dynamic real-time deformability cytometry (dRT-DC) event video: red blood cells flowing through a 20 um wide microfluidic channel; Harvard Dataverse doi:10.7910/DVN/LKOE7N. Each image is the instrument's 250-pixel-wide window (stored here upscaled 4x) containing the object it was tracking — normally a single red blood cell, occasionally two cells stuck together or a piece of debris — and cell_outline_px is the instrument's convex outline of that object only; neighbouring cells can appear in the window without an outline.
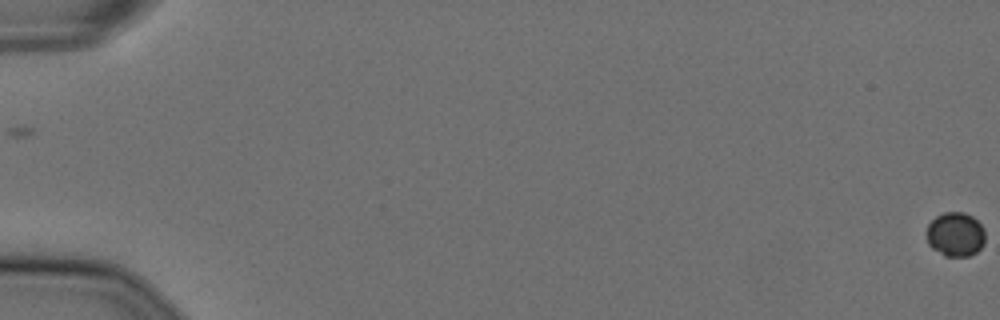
{"species": "Egyptian fruit bat (a non-hibernating species)", "species_latin": "Rousettus aegyptiacus", "temperature_condition": "cold", "stored_images_in_passage": 59, "camera_frame_rate_fps": 3000, "um_per_image_px": 0.085, "animal": {"sex": "female"}, "frame": {"image": 1, "passage_image": 1, "time_ms": 0.0, "image_size_px": [1000, 320], "cell_outline_px": [[984, 244], [976, 252], [968, 256], [944, 256], [932, 248], [928, 244], [928, 224], [936, 216], [944, 212], [964, 212], [972, 216], [984, 228]], "centroid_in_image_um": [81.22, 19.92], "position_along_channel_um": 3.8, "area_um2": 15.03}}
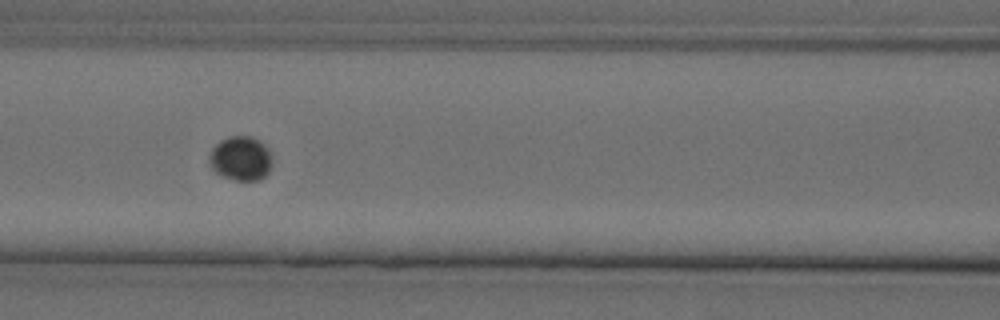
{"frame": {"image": 2, "passage_image": 28, "time_ms": 9.0, "image_size_px": [1000, 320], "cell_outline_px": [[272, 164], [268, 172], [260, 180], [236, 180], [224, 176], [216, 172], [212, 168], [208, 160], [208, 156], [212, 148], [220, 140], [228, 136], [252, 136], [260, 140], [268, 148], [272, 160]], "centroid_in_image_um": [20.47, 13.44], "position_along_channel_um": 146.1, "area_um2": 16.36}}
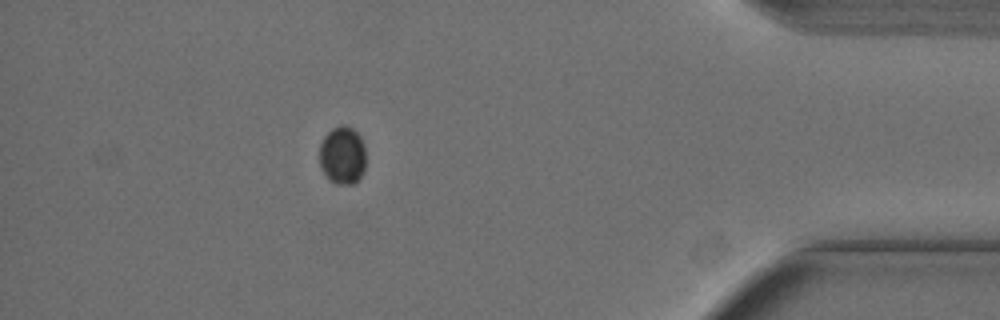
{"frame": {"image": 3, "passage_image": 53, "time_ms": 17.333, "image_size_px": [1000, 320], "cell_outline_px": [[364, 168], [356, 184], [336, 184], [328, 180], [320, 168], [320, 144], [324, 136], [332, 128], [340, 124], [344, 124], [352, 128], [360, 136], [364, 144]], "centroid_in_image_um": [29.09, 13.21], "position_along_channel_um": 406.1, "area_um2": 15.84}}